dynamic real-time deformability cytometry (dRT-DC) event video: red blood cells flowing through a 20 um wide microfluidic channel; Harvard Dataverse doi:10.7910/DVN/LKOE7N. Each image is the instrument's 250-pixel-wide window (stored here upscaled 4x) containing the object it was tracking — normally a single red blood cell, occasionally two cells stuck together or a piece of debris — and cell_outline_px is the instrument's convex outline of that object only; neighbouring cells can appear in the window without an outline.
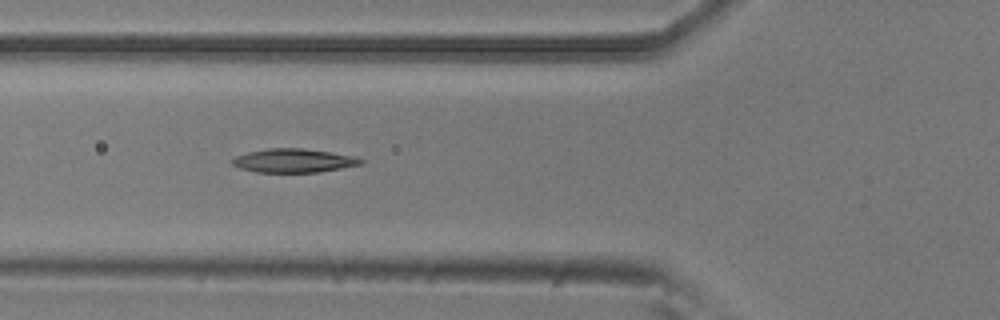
{"species": "common noctule bat (a hibernating species)", "species_latin": "Nyctalus noctula", "temperature_condition": "room temperature", "stored_images_in_passage": 7, "camera_frame_rate_fps": 3000, "um_per_image_px": 0.085, "animal": {"sex": "male", "body_mass_g": 20.5, "forearm_length_mm": 52.5}, "frame": {"image": 1, "passage_image": 5, "time_ms": 1.333, "image_size_px": [1000, 320], "cell_outline_px": [[364, 164], [320, 172], [256, 172], [240, 168], [232, 164], [232, 160], [236, 156], [248, 152], [268, 148], [304, 148], [332, 152], [356, 156], [364, 160]], "centroid_in_image_um": [25.02, 13.65], "position_along_channel_um": 100.8, "area_um2": 17.92}}
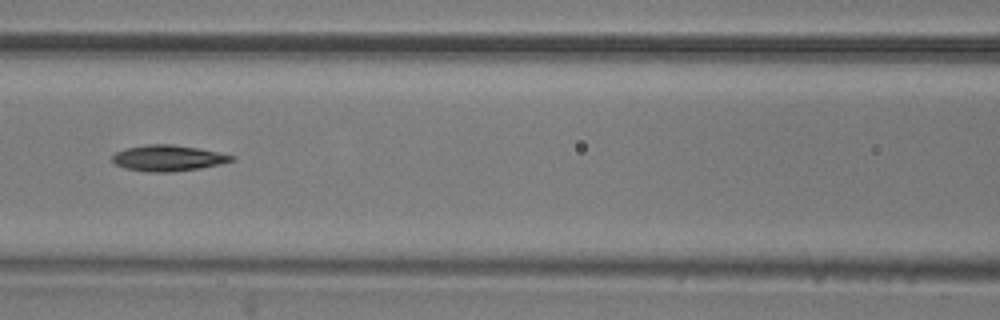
{"frame": {"image": 2, "passage_image": 6, "time_ms": 1.667, "image_size_px": [1000, 320], "cell_outline_px": [[236, 160], [220, 164], [200, 168], [172, 172], [148, 172], [124, 168], [116, 164], [112, 160], [112, 156], [116, 152], [128, 148], [148, 144], [172, 144], [196, 148], [236, 156]], "centroid_in_image_um": [14.29, 13.44], "position_along_channel_um": 152.3, "area_um2": 17.92}}
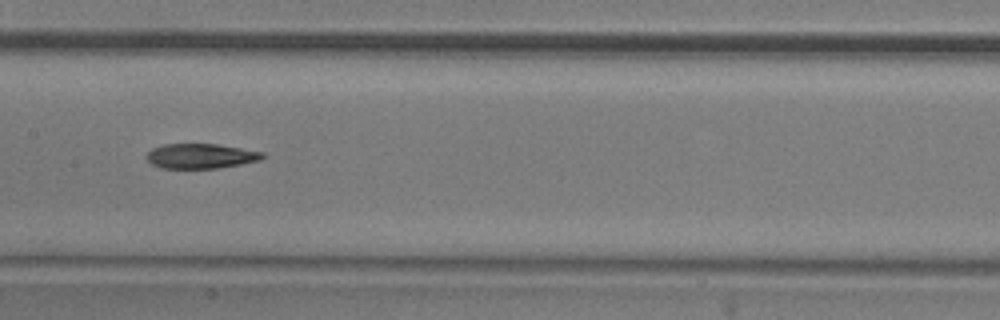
{"frame": {"image": 3, "passage_image": 7, "time_ms": 2.0, "image_size_px": [1000, 320], "cell_outline_px": [[268, 156], [260, 160], [240, 164], [216, 168], [160, 168], [152, 164], [144, 156], [152, 148], [164, 144], [216, 144], [264, 152]], "centroid_in_image_um": [17.06, 13.26], "position_along_channel_um": 190.3, "area_um2": 16.82}}